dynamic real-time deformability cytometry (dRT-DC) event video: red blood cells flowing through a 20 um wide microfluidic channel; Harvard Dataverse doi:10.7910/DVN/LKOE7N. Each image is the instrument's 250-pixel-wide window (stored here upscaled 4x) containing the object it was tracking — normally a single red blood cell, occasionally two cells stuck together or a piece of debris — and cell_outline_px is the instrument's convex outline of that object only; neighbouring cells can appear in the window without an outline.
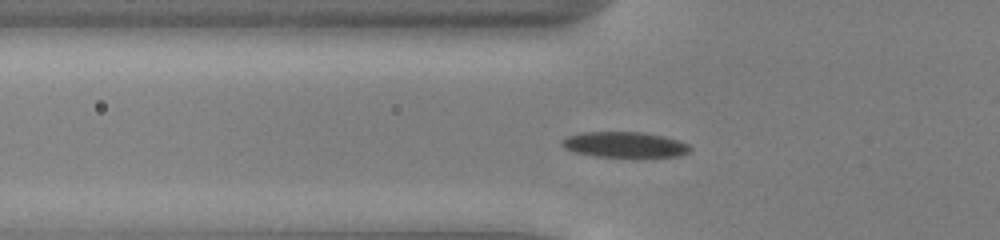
{"species": "common noctule bat (a hibernating species)", "species_latin": "Nyctalus noctula", "temperature_condition": "cold", "stored_images_in_passage": 48, "camera_frame_rate_fps": 3000, "um_per_image_px": 0.085, "animal": {"sex": "male", "body_mass_g": 13.0, "forearm_length_mm": 53.1}, "frame": {"image": 1, "passage_image": 14, "time_ms": 4.333, "image_size_px": [1000, 240], "cell_outline_px": [[692, 148], [688, 152], [680, 156], [636, 160], [596, 156], [576, 152], [564, 148], [560, 144], [560, 140], [568, 136], [584, 132], [640, 132], [664, 136], [688, 144]], "centroid_in_image_um": [53.13, 12.35], "position_along_channel_um": 72.7, "area_um2": 20.0}}
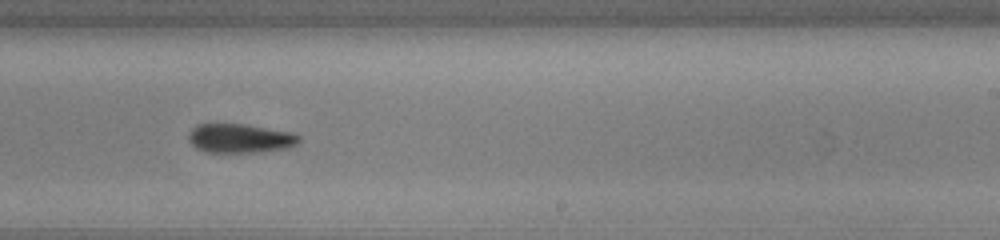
{"frame": {"image": 2, "passage_image": 29, "time_ms": 9.333, "image_size_px": [1000, 240], "cell_outline_px": [[300, 140], [296, 144], [288, 148], [260, 152], [208, 152], [196, 148], [188, 140], [188, 136], [192, 128], [196, 124], [244, 124], [292, 132], [300, 136]], "centroid_in_image_um": [20.41, 11.76], "position_along_channel_um": 268.6, "area_um2": 18.73}}
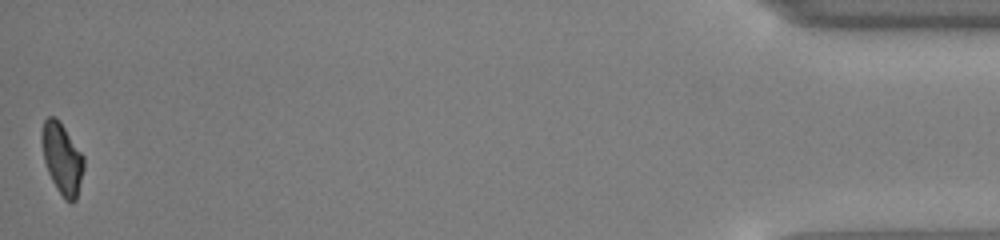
{"frame": {"image": 3, "passage_image": 48, "time_ms": 15.667, "image_size_px": [1000, 240], "cell_outline_px": [[84, 168], [76, 200], [72, 204], [68, 204], [64, 200], [52, 180], [48, 172], [44, 160], [40, 140], [40, 136], [44, 120], [48, 116], [56, 116], [60, 120], [84, 156]], "centroid_in_image_um": [5.27, 13.46], "position_along_channel_um": 429.9, "area_um2": 17.74}, "authors_computed_cell_mechanics": {"area_um2": 18.785, "velocity_mm_per_s": 3.9429, "shape_relaxation_time_tau1_ms": 11.2405, "shape_relaxation_time_tau2_ms": null, "deformation_change_tau1": 0.1975, "deformation_change_tau2": null}}